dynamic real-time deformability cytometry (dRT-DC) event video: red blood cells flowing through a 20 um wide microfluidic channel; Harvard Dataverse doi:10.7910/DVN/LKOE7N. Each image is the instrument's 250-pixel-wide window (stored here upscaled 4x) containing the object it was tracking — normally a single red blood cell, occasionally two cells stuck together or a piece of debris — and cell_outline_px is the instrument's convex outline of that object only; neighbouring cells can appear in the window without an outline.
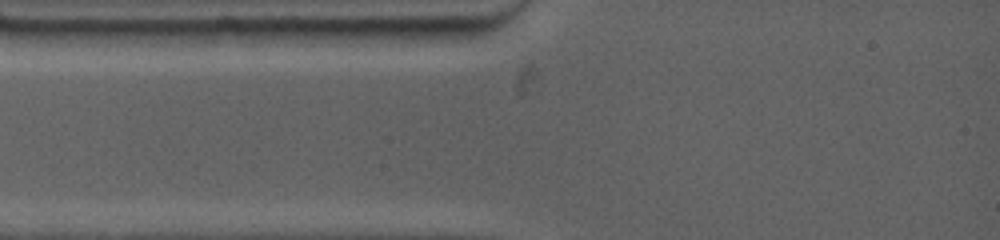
{"species": "common noctule bat (a hibernating species)", "species_latin": "Nyctalus noctula", "temperature_condition": "warm", "stored_images_in_passage": 3, "camera_frame_rate_fps": 4500, "um_per_image_px": 0.085, "animal": {"sex": "female", "body_mass_g": 19.0, "forearm_length_mm": 53.3}, "frame": {"image": 1, "passage_image": 1, "time_ms": 0.0, "image_size_px": [1000, 240], "cell_outline_px": [[484, 32], [480, 36], [444, 44], [412, 48], [368, 44], [316, 28], [484, 28]], "centroid_in_image_um": [34.6, 3.04], "position_along_channel_um": 50.4, "area_um2": 16.18}}